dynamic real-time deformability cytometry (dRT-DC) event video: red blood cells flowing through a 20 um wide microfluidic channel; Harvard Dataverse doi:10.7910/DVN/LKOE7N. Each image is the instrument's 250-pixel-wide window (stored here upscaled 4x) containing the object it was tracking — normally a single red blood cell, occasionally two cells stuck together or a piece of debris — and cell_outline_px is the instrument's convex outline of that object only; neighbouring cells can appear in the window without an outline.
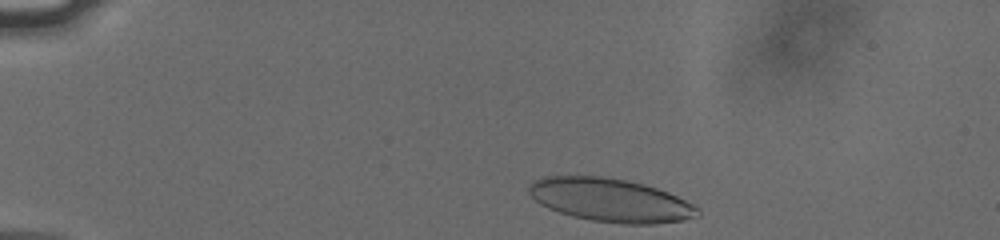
{"species": "human", "species_latin": "Homo sapiens", "temperature_condition": "cold", "stored_images_in_passage": 36, "camera_frame_rate_fps": 3000, "um_per_image_px": 0.085, "donor": {"sex": "male"}, "frame": {"image": 1, "passage_image": 1, "time_ms": 0.0, "image_size_px": [1000, 240], "cell_outline_px": [[700, 216], [684, 220], [652, 224], [624, 224], [592, 220], [572, 216], [548, 208], [540, 204], [528, 192], [528, 188], [532, 180], [544, 176], [604, 176], [628, 180], [644, 184], [668, 192], [696, 204], [700, 208]], "centroid_in_image_um": [51.92, 17.0], "position_along_channel_um": 33.1, "area_um2": 42.95}}
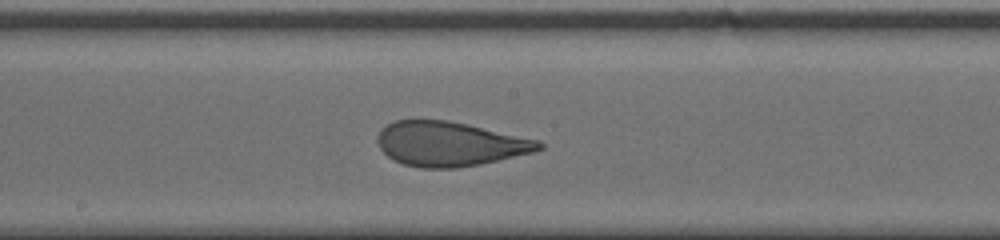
{"frame": {"image": 2, "passage_image": 21, "time_ms": 6.667, "image_size_px": [1000, 240], "cell_outline_px": [[544, 148], [532, 152], [480, 164], [456, 168], [420, 168], [404, 164], [392, 160], [380, 148], [380, 132], [388, 124], [396, 120], [448, 120], [468, 124], [540, 140], [544, 144]], "centroid_in_image_um": [38.27, 12.23], "position_along_channel_um": 209.9, "area_um2": 41.5}}
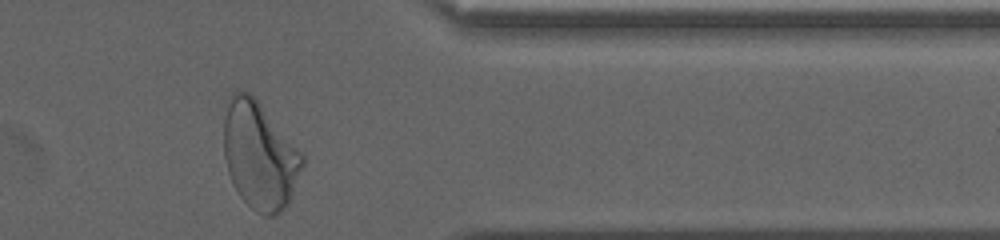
{"frame": {"image": 3, "passage_image": 36, "time_ms": 11.667, "image_size_px": [1000, 240], "cell_outline_px": [[304, 164], [288, 204], [280, 212], [272, 216], [264, 216], [256, 212], [240, 196], [232, 184], [228, 172], [224, 156], [224, 116], [228, 100], [236, 88], [240, 88], [248, 92], [260, 104], [304, 156]], "centroid_in_image_um": [22.04, 13.22], "position_along_channel_um": 389.4, "area_um2": 48.84}, "authors_computed_cell_mechanics": {"area_um2": 42.6564, "velocity_mm_per_s": 3.7846, "shape_relaxation_time_tau1_ms": 5.6443, "shape_relaxation_time_tau2_ms": 0.841, "deformation_change_tau1": 0.2314, "deformation_change_tau2": 0.0845}}